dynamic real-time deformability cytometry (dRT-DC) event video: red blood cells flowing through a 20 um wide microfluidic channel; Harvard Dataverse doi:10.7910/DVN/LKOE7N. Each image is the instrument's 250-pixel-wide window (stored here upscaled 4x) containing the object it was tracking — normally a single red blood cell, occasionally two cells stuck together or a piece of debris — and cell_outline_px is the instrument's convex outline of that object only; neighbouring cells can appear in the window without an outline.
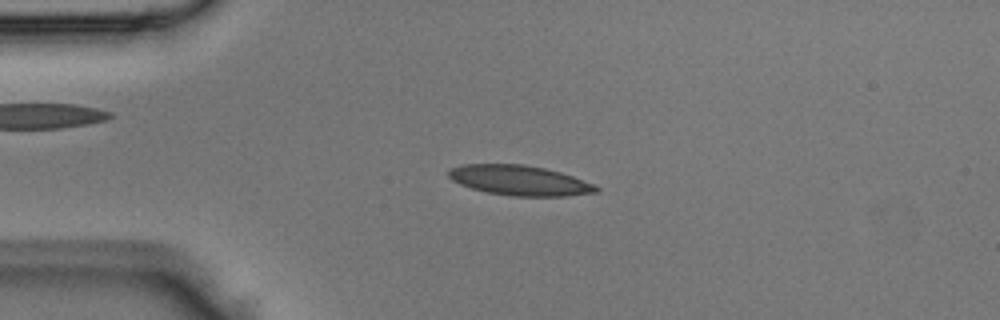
{"species": "Egyptian fruit bat (a non-hibernating species)", "species_latin": "Rousettus aegyptiacus", "temperature_condition": "room temperature", "stored_images_in_passage": 41, "camera_frame_rate_fps": 3000, "um_per_image_px": 0.085, "animal": {"sex": "male"}, "frame": {"image": 1, "passage_image": 9, "time_ms": 2.667, "image_size_px": [1000, 320], "cell_outline_px": [[600, 192], [568, 196], [512, 196], [488, 192], [472, 188], [460, 184], [452, 180], [448, 176], [448, 172], [452, 168], [460, 164], [524, 164], [544, 168], [560, 172], [572, 176], [592, 184], [600, 188]], "centroid_in_image_um": [44.17, 15.33], "position_along_channel_um": 40.8, "area_um2": 25.72}}
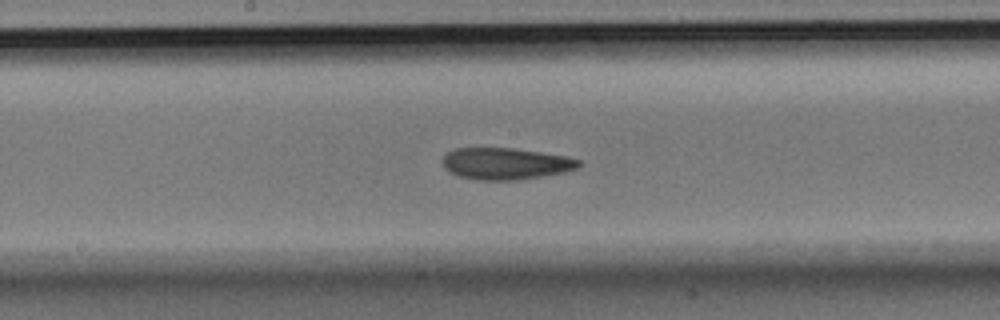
{"frame": {"image": 2, "passage_image": 21, "time_ms": 6.667, "image_size_px": [1000, 320], "cell_outline_px": [[580, 164], [576, 168], [564, 172], [520, 180], [476, 180], [460, 176], [448, 172], [444, 168], [444, 156], [448, 152], [456, 148], [512, 148], [540, 152], [564, 156], [580, 160]], "centroid_in_image_um": [42.95, 13.91], "position_along_channel_um": 205.2, "area_um2": 24.97}}
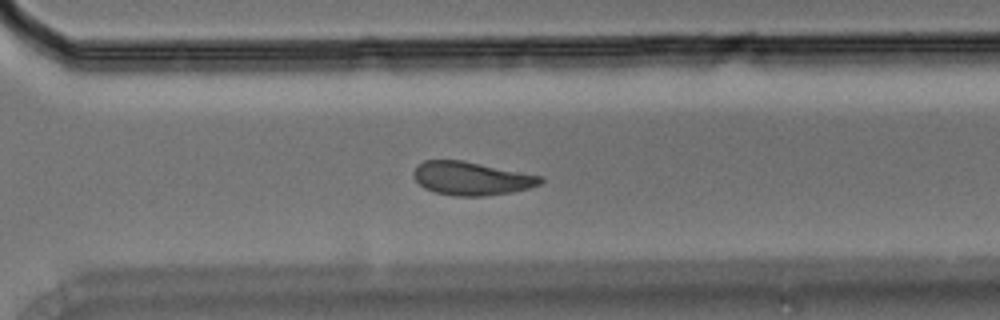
{"frame": {"image": 3, "passage_image": 29, "time_ms": 9.333, "image_size_px": [1000, 320], "cell_outline_px": [[544, 180], [540, 184], [528, 188], [512, 192], [484, 196], [456, 196], [436, 192], [424, 188], [412, 176], [412, 172], [424, 160], [464, 160], [544, 176]], "centroid_in_image_um": [40.1, 15.16], "position_along_channel_um": 330.5, "area_um2": 24.8}}